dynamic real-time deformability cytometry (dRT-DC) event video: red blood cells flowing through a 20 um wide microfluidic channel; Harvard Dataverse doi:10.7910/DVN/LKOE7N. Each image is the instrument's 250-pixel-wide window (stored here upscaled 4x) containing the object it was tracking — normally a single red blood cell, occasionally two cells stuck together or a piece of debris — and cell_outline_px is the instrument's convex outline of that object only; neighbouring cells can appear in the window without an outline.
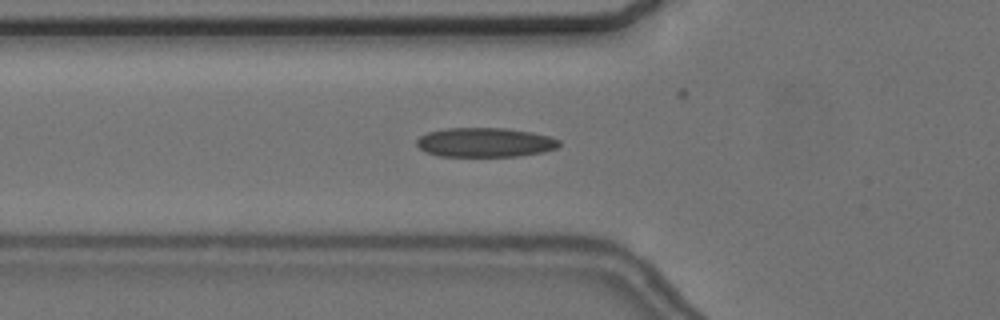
{"species": "common noctule bat (a hibernating species)", "species_latin": "Nyctalus noctula", "temperature_condition": "cold", "stored_images_in_passage": 43, "camera_frame_rate_fps": 3000, "um_per_image_px": 0.085, "animal": {"sex": "female", "body_mass_g": 24.6, "forearm_length_mm": 56.2}, "frame": {"image": 1, "passage_image": 7, "time_ms": 2.0, "image_size_px": [1000, 320], "cell_outline_px": [[560, 144], [556, 148], [544, 152], [520, 156], [440, 156], [424, 152], [416, 144], [416, 140], [420, 136], [428, 132], [448, 128], [504, 128], [532, 132], [552, 136], [560, 140]], "centroid_in_image_um": [41.25, 12.1], "position_along_channel_um": 84.6, "area_um2": 24.51}}
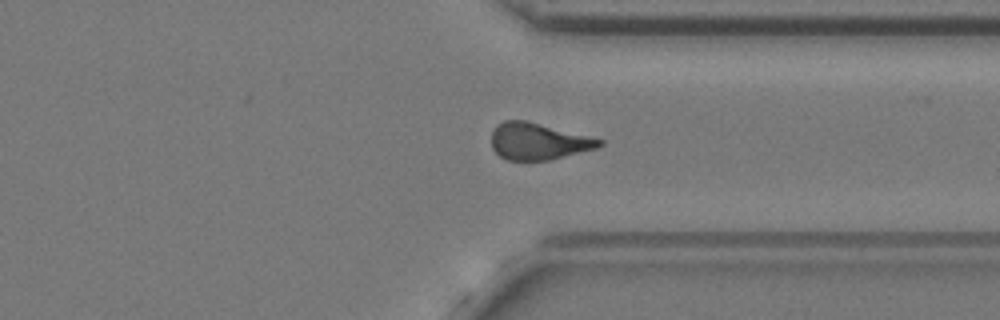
{"frame": {"image": 2, "passage_image": 30, "time_ms": 9.667, "image_size_px": [1000, 320], "cell_outline_px": [[604, 144], [596, 148], [552, 160], [504, 160], [492, 148], [492, 132], [496, 124], [504, 120], [524, 120], [604, 140]], "centroid_in_image_um": [45.73, 12.02], "position_along_channel_um": 365.7, "area_um2": 23.0}}
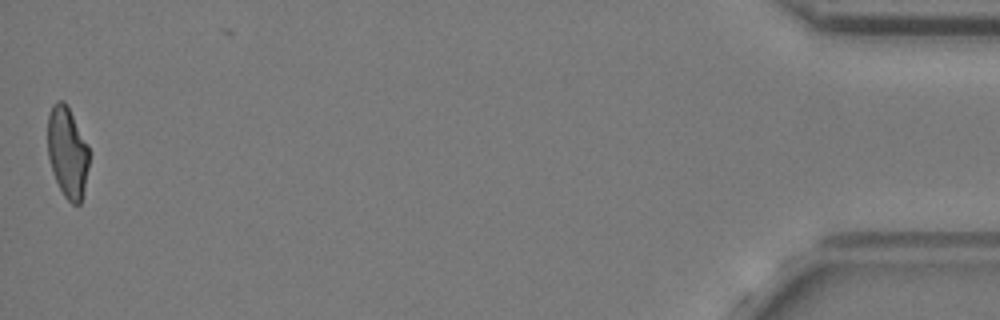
{"frame": {"image": 3, "passage_image": 43, "time_ms": 14.0, "image_size_px": [1000, 320], "cell_outline_px": [[88, 168], [84, 188], [80, 204], [72, 204], [64, 196], [52, 172], [48, 156], [48, 116], [52, 104], [56, 100], [64, 100], [88, 144]], "centroid_in_image_um": [5.72, 12.92], "position_along_channel_um": 429.5, "area_um2": 21.79}, "authors_computed_cell_mechanics": {"area_um2": 23.5246, "velocity_mm_per_s": 3.6545, "shape_relaxation_time_tau1_ms": 10.0933, "shape_relaxation_time_tau2_ms": 2.385, "deformation_change_tau1": 0.2358, "deformation_change_tau2": 0.1007}}